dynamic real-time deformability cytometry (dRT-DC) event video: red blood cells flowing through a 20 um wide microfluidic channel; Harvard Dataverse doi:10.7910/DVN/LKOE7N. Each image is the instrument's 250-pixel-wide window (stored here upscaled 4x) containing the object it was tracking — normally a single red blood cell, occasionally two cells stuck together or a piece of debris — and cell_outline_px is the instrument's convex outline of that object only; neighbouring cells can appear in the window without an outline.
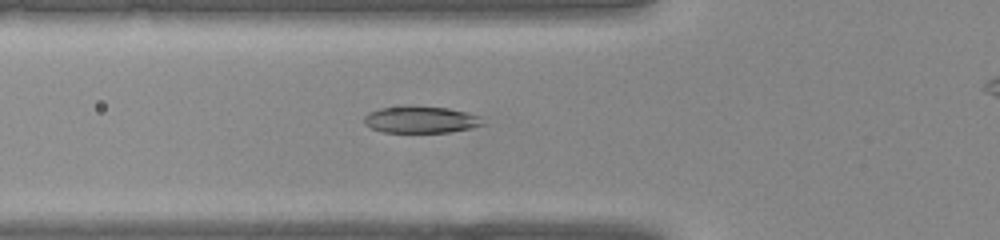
{"species": "common noctule bat (a hibernating species)", "species_latin": "Nyctalus noctula", "temperature_condition": "warm", "stored_images_in_passage": 26, "camera_frame_rate_fps": 3000, "um_per_image_px": 0.085, "animal": {"sex": "female", "body_mass_g": 22.0, "forearm_length_mm": 56.7}, "frame": {"image": 1, "passage_image": 5, "time_ms": 1.333, "image_size_px": [1000, 240], "cell_outline_px": [[484, 124], [472, 128], [448, 132], [384, 132], [372, 128], [364, 124], [364, 116], [368, 112], [380, 108], [404, 104], [448, 108], [468, 112], [480, 116]], "centroid_in_image_um": [35.74, 10.14], "position_along_channel_um": 90.1, "area_um2": 18.9}}
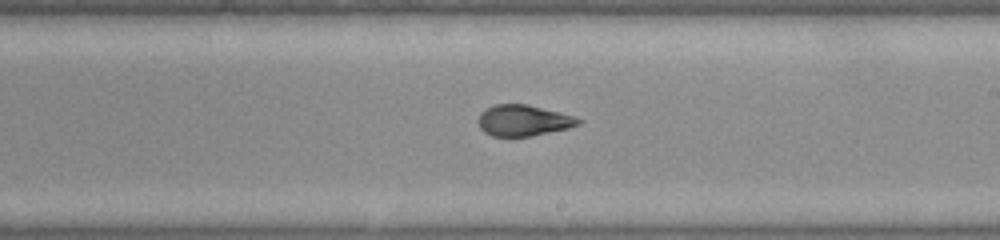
{"frame": {"image": 2, "passage_image": 14, "time_ms": 4.333, "image_size_px": [1000, 240], "cell_outline_px": [[584, 120], [580, 124], [568, 128], [528, 136], [492, 136], [484, 132], [480, 128], [480, 112], [484, 108], [496, 104], [528, 104], [576, 116]], "centroid_in_image_um": [44.51, 10.22], "position_along_channel_um": 244.5, "area_um2": 18.09}}
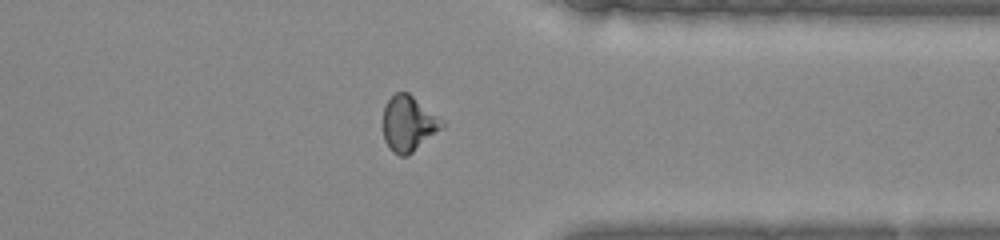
{"frame": {"image": 3, "passage_image": 22, "time_ms": 7.0, "image_size_px": [1000, 240], "cell_outline_px": [[444, 128], [408, 156], [400, 156], [392, 152], [388, 148], [384, 140], [384, 108], [388, 100], [396, 92], [408, 92], [444, 120]], "centroid_in_image_um": [34.75, 10.53], "position_along_channel_um": 376.7, "area_um2": 19.25}}